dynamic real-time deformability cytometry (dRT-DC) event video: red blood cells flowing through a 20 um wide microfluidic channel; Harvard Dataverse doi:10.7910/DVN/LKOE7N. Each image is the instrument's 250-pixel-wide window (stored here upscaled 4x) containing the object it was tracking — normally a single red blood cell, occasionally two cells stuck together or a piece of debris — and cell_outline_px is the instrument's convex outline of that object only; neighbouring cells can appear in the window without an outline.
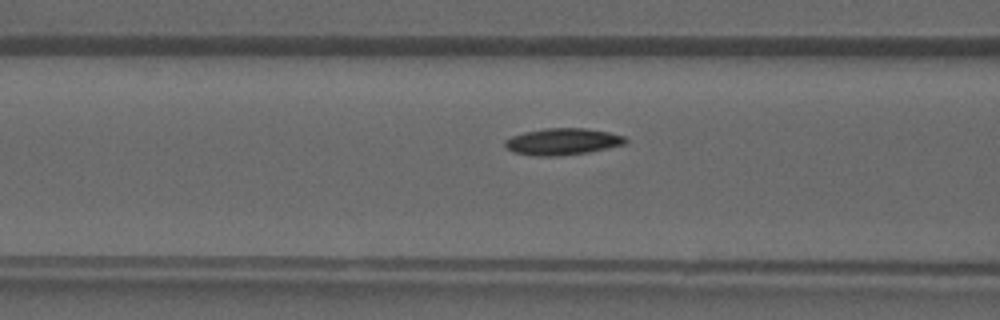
{"species": "common noctule bat (a hibernating species)", "species_latin": "Nyctalus noctula", "temperature_condition": "warm", "stored_images_in_passage": 41, "camera_frame_rate_fps": 3000, "um_per_image_px": 0.085, "animal": {"sex": "male", "forearm_length_mm": 52.5}, "frame": {"image": 1, "passage_image": 17, "time_ms": 5.333, "image_size_px": [1000, 320], "cell_outline_px": [[628, 140], [624, 144], [608, 148], [588, 152], [560, 156], [536, 156], [512, 152], [504, 144], [504, 140], [512, 136], [524, 132], [544, 128], [584, 128], [608, 132], [624, 136]], "centroid_in_image_um": [47.8, 12.04], "position_along_channel_um": 118.8, "area_um2": 18.73}}
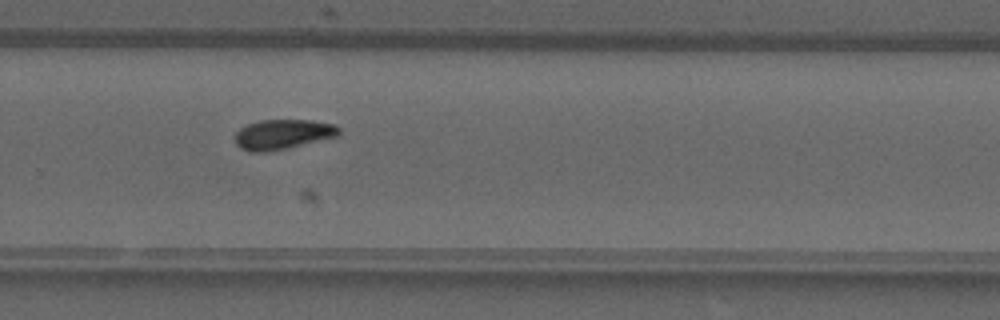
{"frame": {"image": 2, "passage_image": 28, "time_ms": 9.0, "image_size_px": [1000, 320], "cell_outline_px": [[340, 136], [288, 148], [268, 152], [248, 152], [240, 148], [236, 144], [236, 132], [240, 128], [248, 124], [260, 120], [312, 120], [332, 124], [340, 128]], "centroid_in_image_um": [24.05, 11.43], "position_along_channel_um": 305.8, "area_um2": 18.26}}
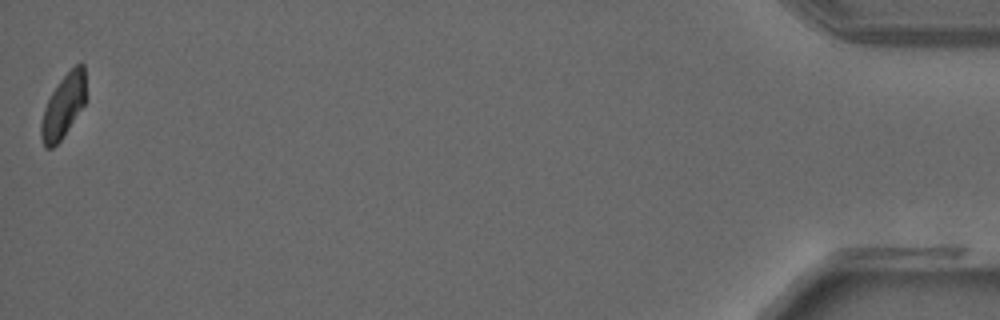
{"frame": {"image": 3, "passage_image": 41, "time_ms": 13.333, "image_size_px": [1000, 320], "cell_outline_px": [[84, 104], [60, 140], [52, 148], [44, 148], [40, 136], [40, 124], [44, 108], [52, 92], [60, 80], [76, 64], [84, 64]], "centroid_in_image_um": [5.33, 9.06], "position_along_channel_um": 429.9, "area_um2": 16.01}}